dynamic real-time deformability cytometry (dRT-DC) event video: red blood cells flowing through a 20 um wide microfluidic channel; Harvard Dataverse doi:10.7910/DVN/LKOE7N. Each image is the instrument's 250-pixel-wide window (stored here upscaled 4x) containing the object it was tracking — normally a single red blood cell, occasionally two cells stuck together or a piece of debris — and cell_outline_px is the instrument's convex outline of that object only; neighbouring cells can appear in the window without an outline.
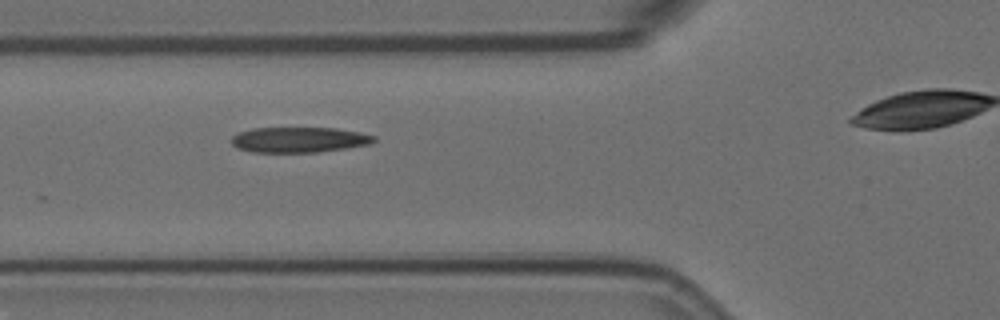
{"species": "Egyptian fruit bat (a non-hibernating species)", "species_latin": "Rousettus aegyptiacus", "temperature_condition": "room temperature", "stored_images_in_passage": 6, "segment_of_instrument_passage": [1, 2], "camera_frame_rate_fps": 3000, "um_per_image_px": 0.085, "animal": {"sex": "female"}, "frame": {"image": 1, "passage_image": 4, "time_ms": 1.0, "image_size_px": [1000, 320], "cell_outline_px": [[376, 140], [372, 144], [316, 152], [252, 152], [236, 148], [232, 144], [232, 136], [240, 132], [252, 128], [336, 128], [360, 132], [376, 136]], "centroid_in_image_um": [25.43, 11.87], "position_along_channel_um": 100.4, "area_um2": 21.1}}
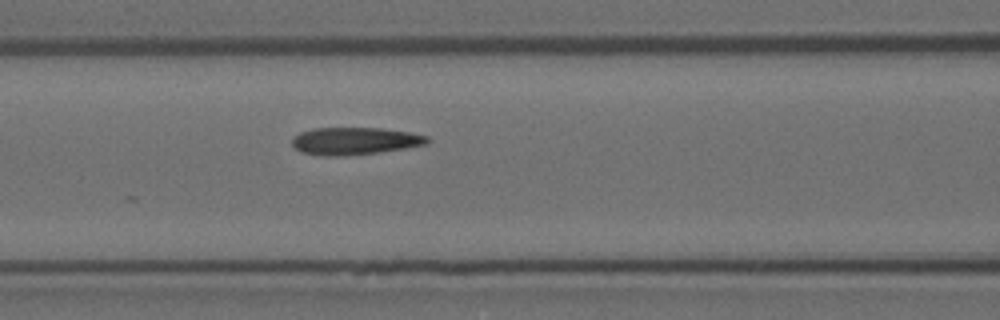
{"frame": {"image": 2, "passage_image": 5, "time_ms": 1.333, "image_size_px": [1000, 320], "cell_outline_px": [[432, 140], [428, 144], [404, 148], [376, 152], [336, 156], [324, 156], [300, 152], [292, 144], [292, 140], [300, 132], [316, 128], [380, 128], [408, 132], [428, 136]], "centroid_in_image_um": [30.17, 11.98], "position_along_channel_um": 136.4, "area_um2": 21.33}}